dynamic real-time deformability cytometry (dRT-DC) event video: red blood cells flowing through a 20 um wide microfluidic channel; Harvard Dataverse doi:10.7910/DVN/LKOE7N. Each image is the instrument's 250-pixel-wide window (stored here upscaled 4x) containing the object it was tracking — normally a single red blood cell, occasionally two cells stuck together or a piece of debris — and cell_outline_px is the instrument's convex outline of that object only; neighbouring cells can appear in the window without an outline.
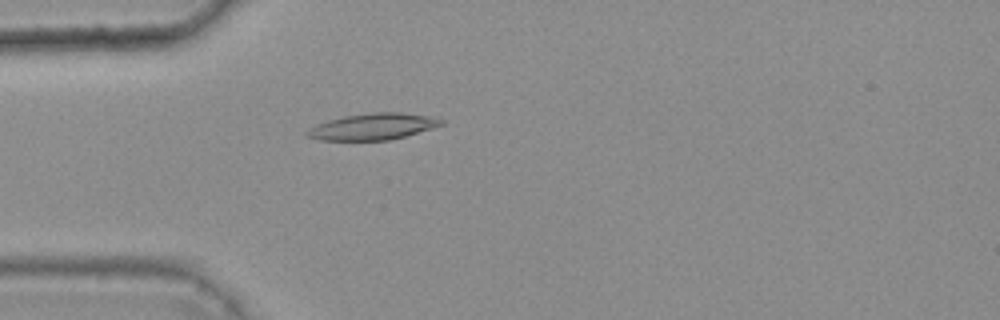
{"species": "common noctule bat (a hibernating species)", "species_latin": "Nyctalus noctula", "temperature_condition": "warm", "stored_images_in_passage": 34, "camera_frame_rate_fps": 3000, "um_per_image_px": 0.085, "animal": {"sex": "female", "body_mass_g": 25.1}, "frame": {"image": 1, "passage_image": 1, "time_ms": 0.0, "image_size_px": [1000, 320], "cell_outline_px": [[444, 124], [404, 136], [388, 140], [320, 140], [308, 136], [304, 132], [328, 120], [344, 116], [372, 112], [400, 112], [428, 116], [444, 120]], "centroid_in_image_um": [31.7, 10.75], "position_along_channel_um": 53.3, "area_um2": 20.23}}
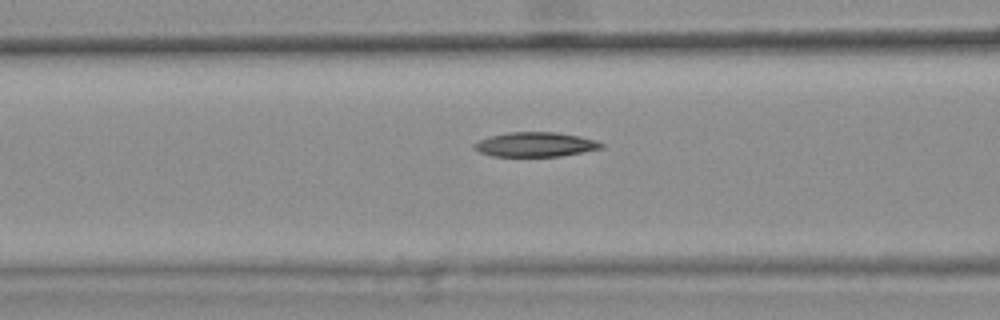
{"frame": {"image": 2, "passage_image": 7, "time_ms": 2.0, "image_size_px": [1000, 320], "cell_outline_px": [[604, 148], [560, 156], [492, 156], [480, 152], [472, 148], [472, 144], [480, 140], [492, 136], [508, 132], [556, 132], [580, 136], [596, 140], [604, 144]], "centroid_in_image_um": [45.52, 12.28], "position_along_channel_um": 121.1, "area_um2": 18.15}}
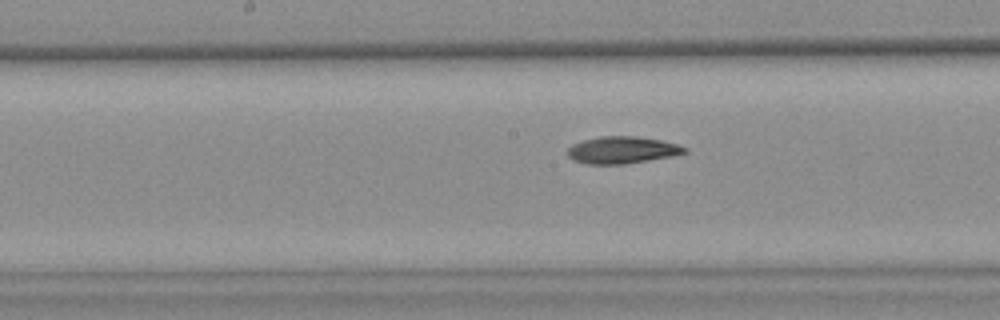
{"frame": {"image": 3, "passage_image": 13, "time_ms": 4.0, "image_size_px": [1000, 320], "cell_outline_px": [[688, 152], [672, 156], [624, 164], [588, 164], [572, 160], [568, 156], [568, 148], [572, 144], [584, 140], [600, 136], [636, 136], [660, 140], [676, 144], [688, 148]], "centroid_in_image_um": [52.87, 12.75], "position_along_channel_um": 195.3, "area_um2": 18.38}}